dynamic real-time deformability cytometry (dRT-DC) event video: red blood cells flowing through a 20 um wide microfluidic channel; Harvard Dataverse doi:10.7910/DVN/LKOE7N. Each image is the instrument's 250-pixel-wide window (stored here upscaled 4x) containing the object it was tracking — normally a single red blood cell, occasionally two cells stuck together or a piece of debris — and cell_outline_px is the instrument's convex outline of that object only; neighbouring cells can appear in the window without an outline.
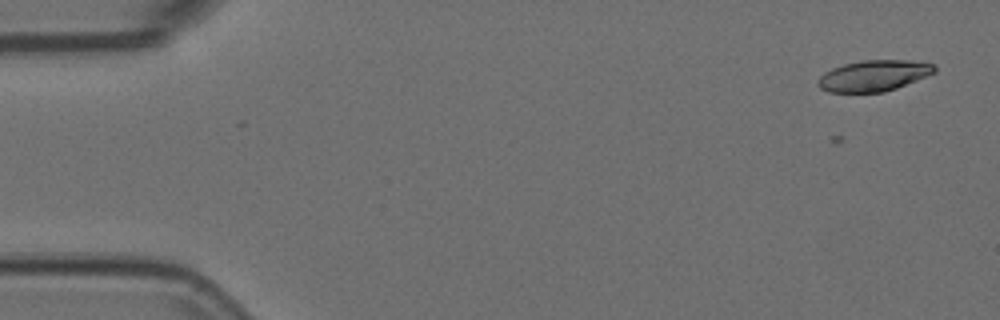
{"species": "Egyptian fruit bat (a non-hibernating species)", "species_latin": "Rousettus aegyptiacus", "temperature_condition": "room temperature", "stored_images_in_passage": 4, "camera_frame_rate_fps": 3000, "um_per_image_px": 0.085, "animal": {"sex": "female"}, "frame": {"image": 1, "passage_image": 1, "time_ms": 0.0, "image_size_px": [1000, 320], "cell_outline_px": [[936, 72], [896, 88], [884, 92], [828, 92], [820, 88], [816, 84], [816, 80], [824, 72], [832, 68], [844, 64], [864, 60], [912, 60], [936, 64]], "centroid_in_image_um": [74.25, 6.43], "position_along_channel_um": 10.7, "area_um2": 21.15}}
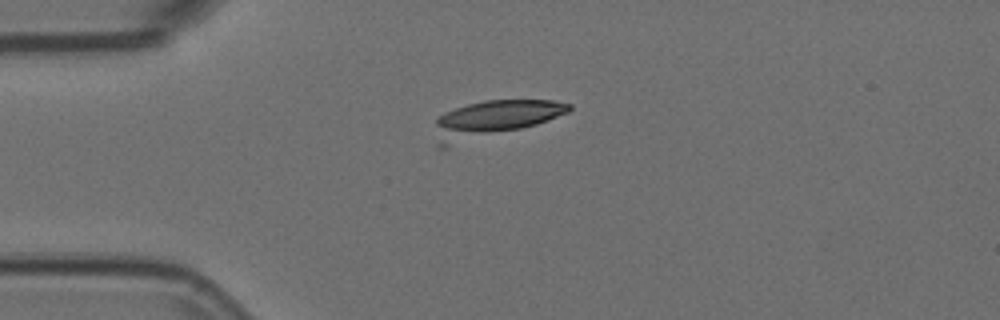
{"frame": {"image": 2, "passage_image": 4, "time_ms": 1.0, "image_size_px": [1000, 320], "cell_outline_px": [[572, 108], [568, 112], [536, 124], [444, 148], [440, 148], [436, 144], [436, 116], [444, 112], [468, 104], [484, 100], [552, 100], [572, 104]], "centroid_in_image_um": [41.91, 10.11], "position_along_channel_um": 43.1, "area_um2": 28.38}}